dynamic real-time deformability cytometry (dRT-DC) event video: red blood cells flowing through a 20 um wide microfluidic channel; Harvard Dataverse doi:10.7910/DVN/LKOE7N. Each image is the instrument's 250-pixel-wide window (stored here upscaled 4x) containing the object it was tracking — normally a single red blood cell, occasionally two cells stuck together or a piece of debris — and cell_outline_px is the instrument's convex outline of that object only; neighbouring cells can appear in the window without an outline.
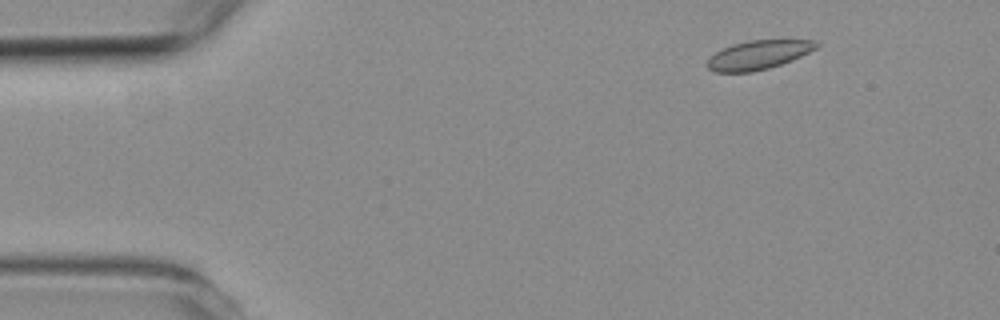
{"species": "common noctule bat (a hibernating species)", "species_latin": "Nyctalus noctula", "temperature_condition": "room temperature", "stored_images_in_passage": 5, "camera_frame_rate_fps": 3000, "um_per_image_px": 0.085, "animal": {"sex": "female", "body_mass_g": 19.3, "forearm_length_mm": 54.1}, "frame": {"image": 1, "passage_image": 2, "time_ms": 1.333, "image_size_px": [1000, 320], "cell_outline_px": [[820, 44], [816, 48], [792, 60], [768, 68], [752, 72], [716, 72], [708, 68], [708, 60], [716, 52], [732, 44], [752, 40], [812, 40]], "centroid_in_image_um": [64.47, 4.66], "position_along_channel_um": 20.5, "area_um2": 18.03}}
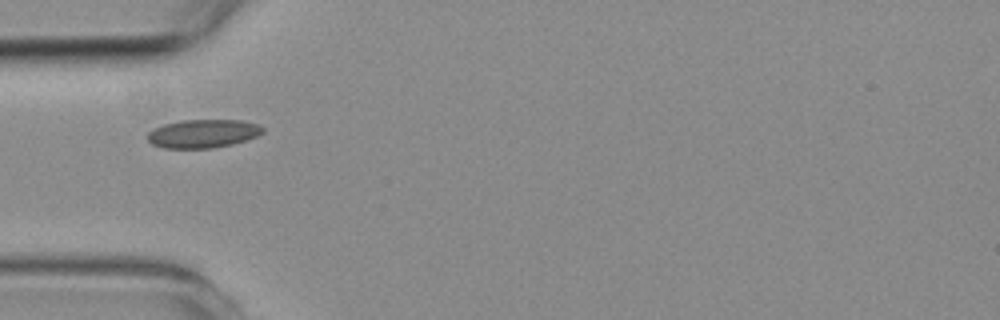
{"frame": {"image": 2, "passage_image": 5, "time_ms": 4.667, "image_size_px": [1000, 320], "cell_outline_px": [[264, 132], [256, 136], [232, 144], [212, 148], [164, 148], [152, 144], [144, 136], [152, 128], [164, 124], [180, 120], [240, 120], [256, 124], [264, 128]], "centroid_in_image_um": [17.19, 11.35], "position_along_channel_um": 67.8, "area_um2": 19.13}}